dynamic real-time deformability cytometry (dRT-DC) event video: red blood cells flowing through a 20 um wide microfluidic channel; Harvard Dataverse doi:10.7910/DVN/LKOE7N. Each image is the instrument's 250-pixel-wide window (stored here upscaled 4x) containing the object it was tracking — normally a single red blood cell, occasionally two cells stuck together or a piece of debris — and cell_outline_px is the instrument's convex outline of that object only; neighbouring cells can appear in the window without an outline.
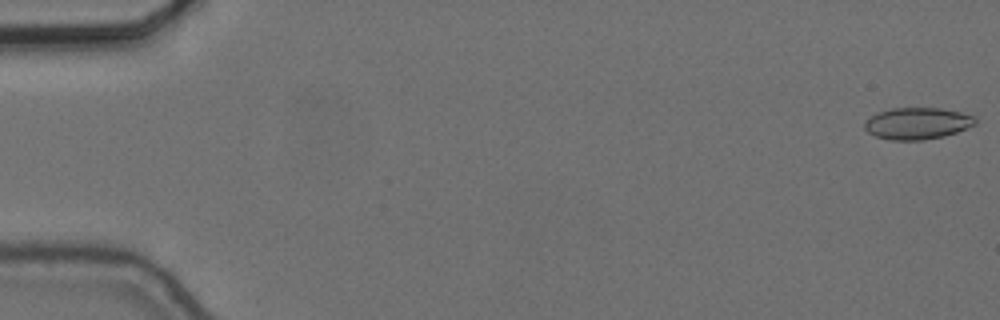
{"species": "common noctule bat (a hibernating species)", "species_latin": "Nyctalus noctula", "temperature_condition": "cold", "stored_images_in_passage": 17, "camera_frame_rate_fps": 3000, "um_per_image_px": 0.085, "animal": {"sex": "female", "body_mass_g": 24.6, "forearm_length_mm": 56.2}, "frame": {"image": 1, "passage_image": 1, "time_ms": 0.0, "image_size_px": [1000, 320], "cell_outline_px": [[976, 124], [968, 128], [944, 136], [924, 140], [892, 140], [876, 136], [868, 132], [864, 128], [864, 120], [876, 112], [892, 108], [940, 108], [960, 112], [976, 116]], "centroid_in_image_um": [77.96, 10.48], "position_along_channel_um": 7.0, "area_um2": 20.63}}
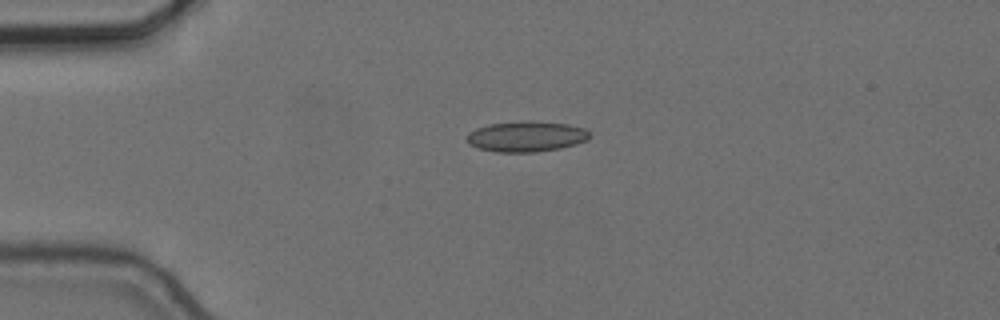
{"frame": {"image": 2, "passage_image": 14, "time_ms": 4.333, "image_size_px": [1000, 320], "cell_outline_px": [[592, 136], [588, 140], [576, 144], [560, 148], [536, 152], [496, 152], [480, 148], [468, 144], [464, 136], [468, 132], [476, 128], [488, 124], [520, 120], [528, 120], [568, 124], [584, 128]], "centroid_in_image_um": [44.71, 11.59], "position_along_channel_um": 40.3, "area_um2": 22.25}}